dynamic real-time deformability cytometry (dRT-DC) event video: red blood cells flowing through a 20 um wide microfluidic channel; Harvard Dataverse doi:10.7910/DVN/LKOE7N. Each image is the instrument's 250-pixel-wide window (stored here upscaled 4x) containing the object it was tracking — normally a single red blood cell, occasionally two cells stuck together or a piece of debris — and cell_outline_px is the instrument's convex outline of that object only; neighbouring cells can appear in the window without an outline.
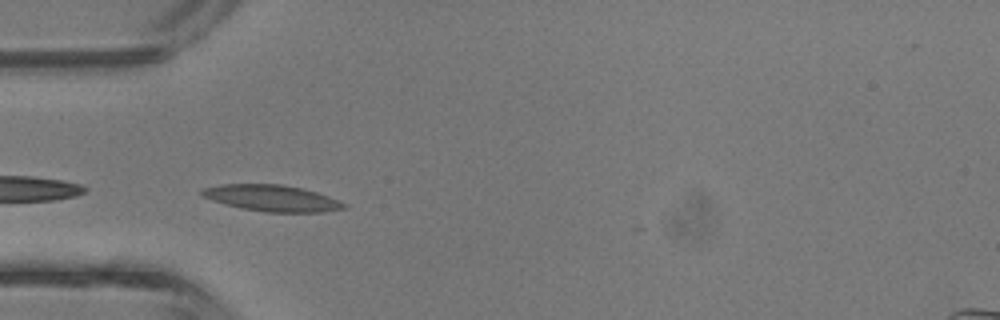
{"species": "common noctule bat (a hibernating species)", "species_latin": "Nyctalus noctula", "temperature_condition": "room temperature", "stored_images_in_passage": 4, "camera_frame_rate_fps": 3000, "um_per_image_px": 0.085, "animal": {"sex": "male", "body_mass_g": 13.3}, "frame": {"image": 1, "passage_image": 3, "time_ms": 0.667, "image_size_px": [1000, 320], "cell_outline_px": [[348, 208], [324, 212], [264, 212], [240, 208], [224, 204], [212, 200], [204, 196], [200, 192], [204, 188], [220, 184], [280, 184], [304, 188], [328, 196], [348, 204]], "centroid_in_image_um": [23.15, 16.84], "position_along_channel_um": 61.8, "area_um2": 21.91}}
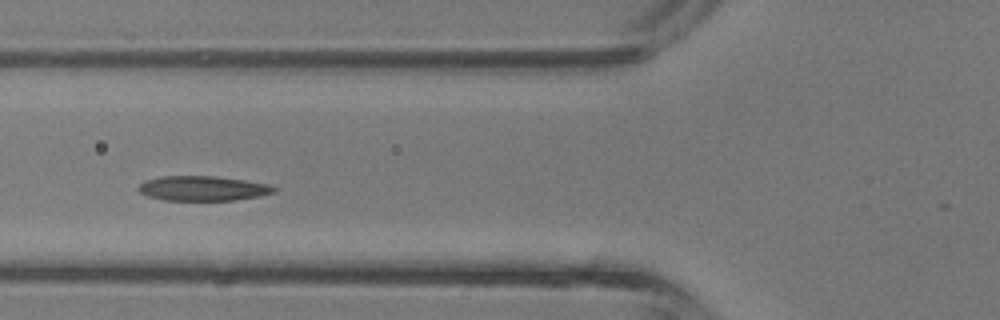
{"frame": {"image": 2, "passage_image": 4, "time_ms": 1.0, "image_size_px": [1000, 320], "cell_outline_px": [[276, 192], [260, 196], [236, 200], [164, 200], [148, 196], [140, 192], [136, 188], [144, 180], [160, 176], [212, 176], [244, 180], [268, 184], [276, 188]], "centroid_in_image_um": [17.22, 16.01], "position_along_channel_um": 108.6, "area_um2": 19.59}}